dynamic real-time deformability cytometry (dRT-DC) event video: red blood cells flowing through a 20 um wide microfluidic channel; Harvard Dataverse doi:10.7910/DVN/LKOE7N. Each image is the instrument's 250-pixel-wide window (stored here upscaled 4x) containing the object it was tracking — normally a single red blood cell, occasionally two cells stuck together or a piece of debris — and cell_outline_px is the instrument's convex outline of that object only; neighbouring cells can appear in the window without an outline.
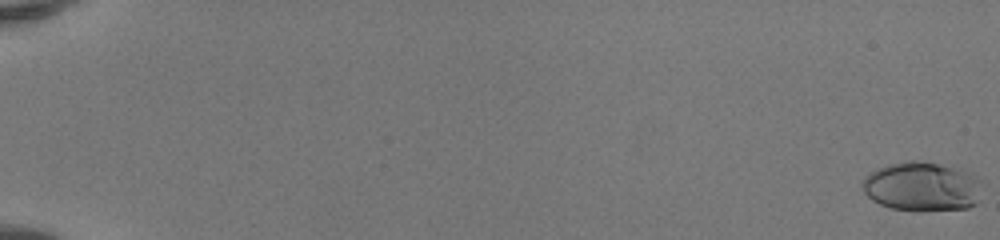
{"species": "human", "species_latin": "Homo sapiens", "temperature_condition": "room temperature", "stored_images_in_passage": 53, "camera_frame_rate_fps": 3000, "um_per_image_px": 0.085, "donor": {"sex": "female"}, "frame": {"image": 1, "passage_image": 1, "time_ms": 0.0, "image_size_px": [1000, 240], "cell_outline_px": [[984, 184], [976, 204], [968, 208], [892, 208], [880, 204], [872, 200], [864, 192], [860, 180], [864, 176], [876, 168], [888, 164], [912, 160], [916, 160], [964, 168], [972, 172]], "centroid_in_image_um": [78.39, 15.79], "position_along_channel_um": 6.6, "area_um2": 34.28}}
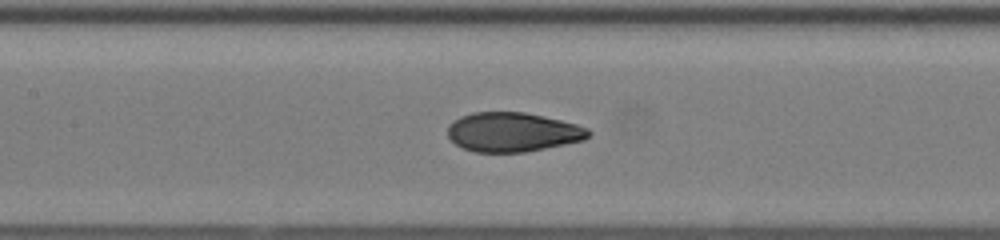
{"frame": {"image": 2, "passage_image": 28, "time_ms": 9.0, "image_size_px": [1000, 240], "cell_outline_px": [[592, 132], [584, 140], [524, 152], [476, 152], [464, 148], [456, 144], [448, 136], [448, 124], [460, 116], [472, 112], [524, 112], [560, 120], [576, 124], [588, 128]], "centroid_in_image_um": [43.56, 11.22], "position_along_channel_um": 163.8, "area_um2": 32.08}}
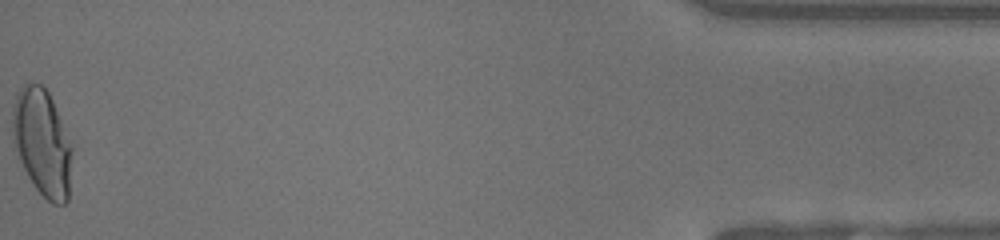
{"frame": {"image": 3, "passage_image": 53, "time_ms": 17.333, "image_size_px": [1000, 240], "cell_outline_px": [[72, 152], [68, 200], [64, 204], [52, 204], [36, 188], [28, 176], [20, 160], [16, 148], [12, 132], [12, 104], [16, 92], [28, 80], [32, 80], [40, 84], [48, 92], [52, 100], [72, 144]], "centroid_in_image_um": [3.58, 12.06], "position_along_channel_um": 431.6, "area_um2": 37.17}}